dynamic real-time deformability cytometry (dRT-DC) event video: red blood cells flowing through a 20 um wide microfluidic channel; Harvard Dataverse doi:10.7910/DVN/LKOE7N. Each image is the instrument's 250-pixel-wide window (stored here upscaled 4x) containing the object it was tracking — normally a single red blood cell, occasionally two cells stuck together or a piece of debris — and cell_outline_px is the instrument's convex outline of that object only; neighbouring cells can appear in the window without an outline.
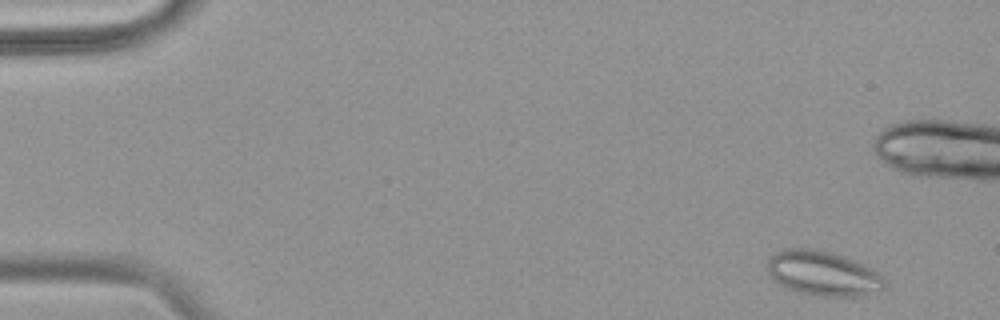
{"species": "common noctule bat (a hibernating species)", "species_latin": "Nyctalus noctula", "temperature_condition": "warm", "stored_images_in_passage": 7, "camera_frame_rate_fps": 3000, "um_per_image_px": 0.085, "animal": {"sex": "female", "body_mass_g": 18.4}, "frame": {"image": 1, "passage_image": 3, "time_ms": 0.667, "image_size_px": [1000, 320], "cell_outline_px": [[888, 284], [884, 292], [860, 296], [816, 296], [796, 292], [780, 284], [764, 268], [768, 256], [784, 248], [816, 248], [832, 252], [844, 256], [864, 264], [872, 268]], "centroid_in_image_um": [69.96, 23.23], "position_along_channel_um": 15.0, "area_um2": 31.27}}